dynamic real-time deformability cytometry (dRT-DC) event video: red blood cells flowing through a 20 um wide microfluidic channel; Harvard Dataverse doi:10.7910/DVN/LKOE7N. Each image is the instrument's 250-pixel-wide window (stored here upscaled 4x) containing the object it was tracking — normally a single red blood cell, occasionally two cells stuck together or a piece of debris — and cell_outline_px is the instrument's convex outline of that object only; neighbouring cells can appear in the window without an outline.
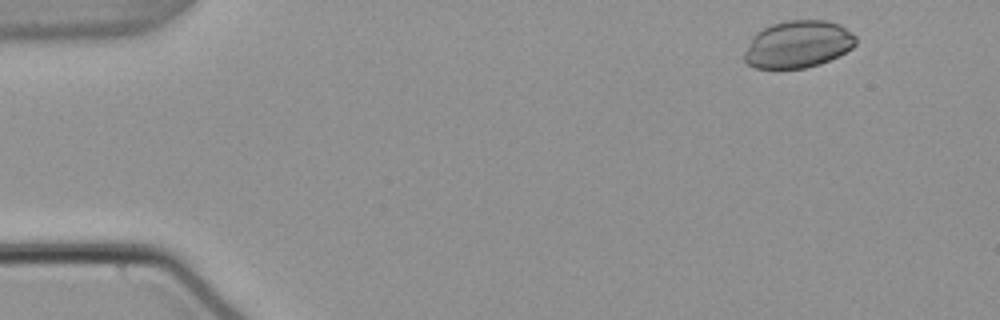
{"species": "common noctule bat (a hibernating species)", "species_latin": "Nyctalus noctula", "temperature_condition": "warm", "stored_images_in_passage": 50, "camera_frame_rate_fps": 3000, "um_per_image_px": 0.085, "animal": {"sex": "male", "body_mass_g": 21.5, "forearm_length_mm": 52.0}, "frame": {"image": 1, "passage_image": 1, "time_ms": 0.0, "image_size_px": [1000, 320], "cell_outline_px": [[856, 44], [852, 48], [820, 64], [804, 68], [756, 68], [748, 64], [744, 60], [744, 52], [752, 36], [756, 32], [772, 24], [788, 20], [828, 20], [840, 24], [852, 32], [856, 36]], "centroid_in_image_um": [67.83, 3.75], "position_along_channel_um": 17.2, "area_um2": 30.69}}
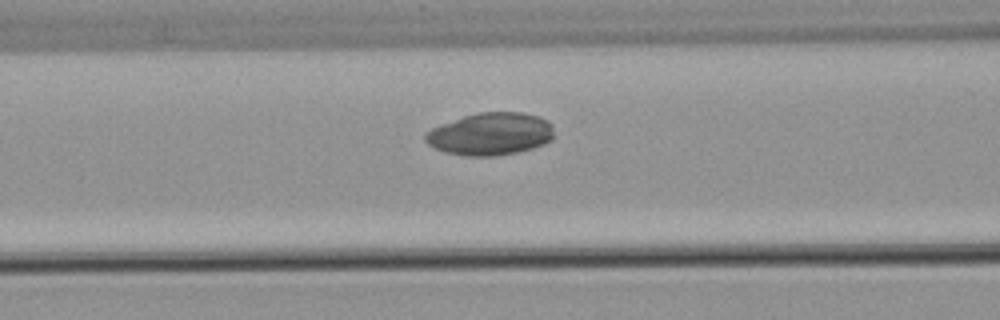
{"frame": {"image": 2, "passage_image": 18, "time_ms": 5.667, "image_size_px": [1000, 320], "cell_outline_px": [[552, 140], [544, 144], [532, 148], [516, 152], [496, 156], [464, 156], [444, 152], [428, 144], [424, 140], [424, 132], [440, 124], [476, 112], [524, 112], [540, 116], [548, 120], [552, 124]], "centroid_in_image_um": [41.68, 11.38], "position_along_channel_um": 124.9, "area_um2": 32.14}}
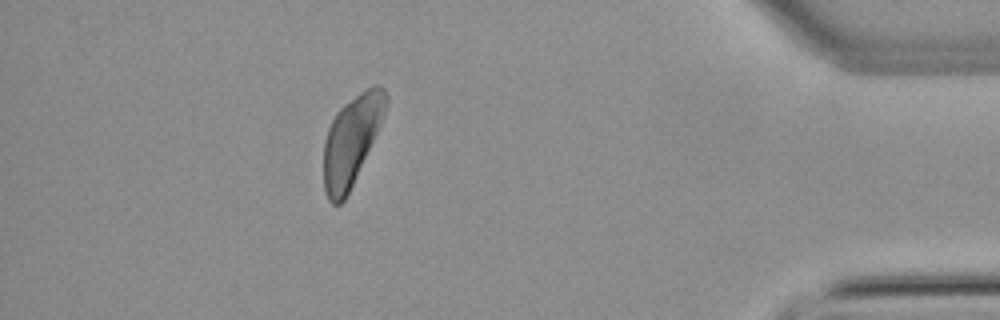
{"frame": {"image": 3, "passage_image": 44, "time_ms": 14.333, "image_size_px": [1000, 320], "cell_outline_px": [[388, 104], [380, 124], [356, 176], [344, 200], [340, 204], [332, 204], [328, 200], [324, 188], [324, 140], [328, 128], [336, 112], [344, 104], [360, 92], [372, 84], [380, 84], [384, 88], [388, 96]], "centroid_in_image_um": [29.87, 11.88], "position_along_channel_um": 405.3, "area_um2": 31.96}}